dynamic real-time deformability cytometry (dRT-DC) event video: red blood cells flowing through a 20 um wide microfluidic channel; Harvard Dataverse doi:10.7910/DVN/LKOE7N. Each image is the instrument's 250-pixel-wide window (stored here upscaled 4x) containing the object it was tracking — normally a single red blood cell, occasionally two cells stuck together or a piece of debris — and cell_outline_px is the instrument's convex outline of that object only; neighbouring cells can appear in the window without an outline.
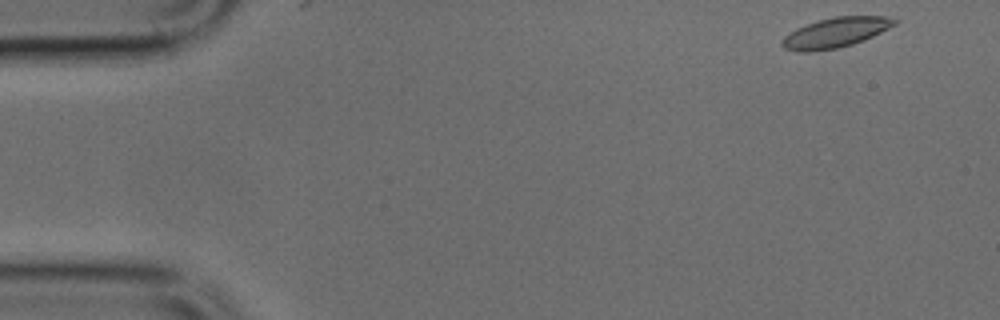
{"species": "common noctule bat (a hibernating species)", "species_latin": "Nyctalus noctula", "temperature_condition": "cold", "stored_images_in_passage": 2, "camera_frame_rate_fps": 3000, "um_per_image_px": 0.085, "animal": {"sex": "male", "body_mass_g": 17.9, "forearm_length_mm": 54.2}, "frame": {"image": 1, "passage_image": 1, "time_ms": 0.0, "image_size_px": [1000, 320], "cell_outline_px": [[900, 20], [896, 24], [864, 40], [852, 44], [836, 48], [812, 52], [800, 52], [784, 48], [780, 44], [780, 40], [784, 36], [796, 28], [820, 20], [836, 16], [884, 16]], "centroid_in_image_um": [70.99, 2.78], "position_along_channel_um": 14.0, "area_um2": 19.54}}